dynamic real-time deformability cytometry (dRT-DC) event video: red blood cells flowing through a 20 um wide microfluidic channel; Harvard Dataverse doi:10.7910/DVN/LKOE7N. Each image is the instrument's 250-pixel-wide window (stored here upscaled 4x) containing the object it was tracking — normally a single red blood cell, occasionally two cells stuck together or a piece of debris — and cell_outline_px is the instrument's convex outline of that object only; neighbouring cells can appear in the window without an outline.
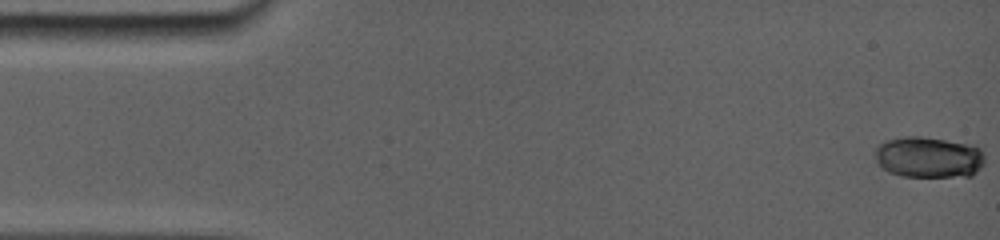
{"species": "common noctule bat (a hibernating species)", "species_latin": "Nyctalus noctula", "temperature_condition": "room temperature", "stored_images_in_passage": 9, "camera_frame_rate_fps": 5000, "um_per_image_px": 0.085, "animal": {"sex": "female", "body_mass_g": 19.0, "forearm_length_mm": 56.7}, "frame": {"image": 1, "passage_image": 1, "time_ms": 0.0, "image_size_px": [1000, 240], "cell_outline_px": [[980, 164], [972, 176], [904, 176], [888, 172], [880, 164], [880, 148], [884, 144], [892, 140], [944, 140], [976, 148], [980, 152]], "centroid_in_image_um": [78.98, 13.46], "position_along_channel_um": 6.0, "area_um2": 23.47}}